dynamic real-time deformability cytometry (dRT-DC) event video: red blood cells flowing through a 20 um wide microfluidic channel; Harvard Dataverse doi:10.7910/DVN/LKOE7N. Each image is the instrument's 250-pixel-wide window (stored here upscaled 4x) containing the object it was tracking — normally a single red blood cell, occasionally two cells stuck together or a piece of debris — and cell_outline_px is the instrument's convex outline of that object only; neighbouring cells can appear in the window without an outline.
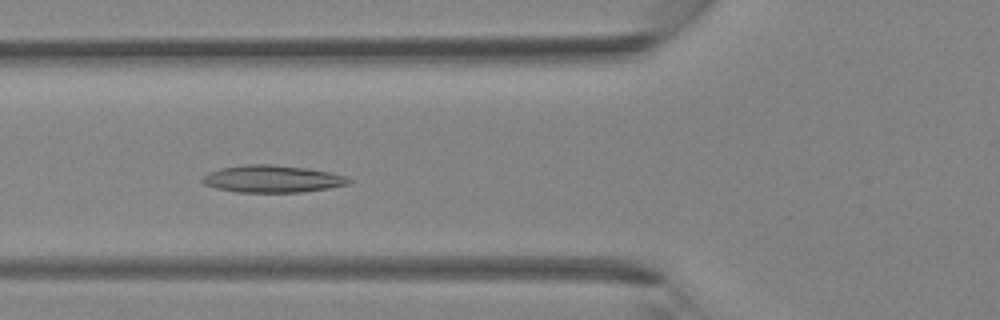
{"species": "Egyptian fruit bat (a non-hibernating species)", "species_latin": "Rousettus aegyptiacus", "temperature_condition": "room temperature", "stored_images_in_passage": 8, "camera_frame_rate_fps": 3000, "um_per_image_px": 0.085, "animal": {"sex": "female"}, "frame": {"image": 1, "passage_image": 5, "time_ms": 1.333, "image_size_px": [1000, 320], "cell_outline_px": [[352, 180], [348, 184], [328, 188], [304, 192], [236, 192], [216, 188], [204, 184], [200, 180], [208, 172], [220, 168], [244, 164], [272, 164], [308, 168], [332, 172], [344, 176]], "centroid_in_image_um": [23.13, 15.2], "position_along_channel_um": 102.7, "area_um2": 23.35}}